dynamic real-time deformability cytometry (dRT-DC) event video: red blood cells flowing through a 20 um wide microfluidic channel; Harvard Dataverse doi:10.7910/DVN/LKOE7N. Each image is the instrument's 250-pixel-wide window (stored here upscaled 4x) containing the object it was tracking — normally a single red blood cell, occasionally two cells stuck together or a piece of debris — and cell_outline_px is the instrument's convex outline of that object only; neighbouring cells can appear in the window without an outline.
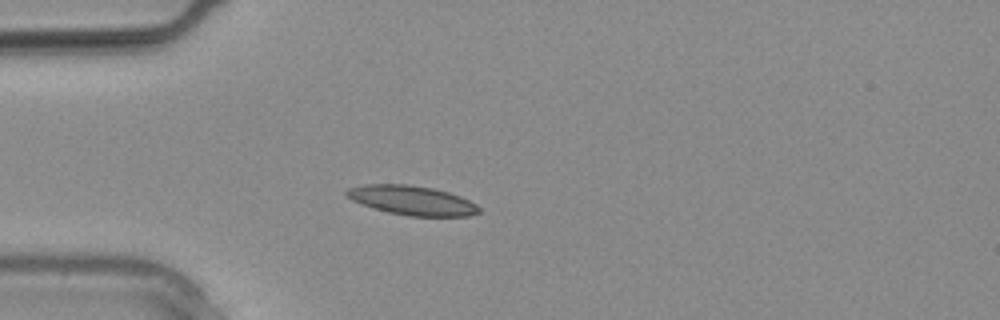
{"species": "common noctule bat (a hibernating species)", "species_latin": "Nyctalus noctula", "temperature_condition": "warm", "stored_images_in_passage": 16, "camera_frame_rate_fps": 3000, "um_per_image_px": 0.085, "animal": {"sex": "male", "body_mass_g": 20.4}, "frame": {"image": 1, "passage_image": 5, "time_ms": 1.333, "image_size_px": [1000, 320], "cell_outline_px": [[480, 212], [468, 216], [408, 216], [388, 212], [352, 200], [344, 192], [348, 188], [364, 184], [408, 184], [432, 188], [448, 192], [460, 196], [476, 204], [480, 208]], "centroid_in_image_um": [35.04, 17.02], "position_along_channel_um": 50.0, "area_um2": 22.43}}
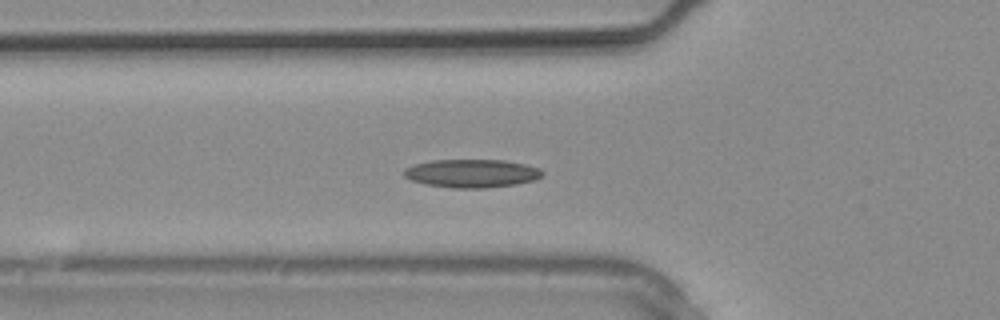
{"frame": {"image": 2, "passage_image": 7, "time_ms": 2.0, "image_size_px": [1000, 320], "cell_outline_px": [[544, 172], [540, 176], [532, 180], [516, 184], [484, 188], [452, 188], [424, 184], [412, 180], [404, 176], [404, 168], [412, 164], [432, 160], [504, 160], [524, 164], [540, 168]], "centroid_in_image_um": [40.05, 14.73], "position_along_channel_um": 85.7, "area_um2": 22.77}}